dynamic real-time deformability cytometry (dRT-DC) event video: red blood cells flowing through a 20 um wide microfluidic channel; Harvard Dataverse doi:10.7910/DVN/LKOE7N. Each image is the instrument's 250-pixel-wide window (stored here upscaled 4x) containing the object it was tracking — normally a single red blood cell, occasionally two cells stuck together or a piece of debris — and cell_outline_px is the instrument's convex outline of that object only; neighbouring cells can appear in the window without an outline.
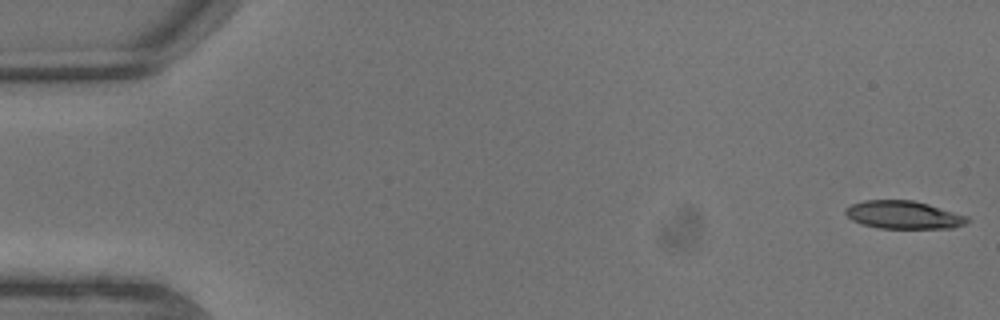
{"species": "common noctule bat (a hibernating species)", "species_latin": "Nyctalus noctula", "temperature_condition": "warm", "stored_images_in_passage": 10, "camera_frame_rate_fps": 3000, "um_per_image_px": 0.085, "animal": {"sex": "male", "body_mass_g": 13.3}, "frame": {"image": 1, "passage_image": 1, "time_ms": 0.0, "image_size_px": [1000, 320], "cell_outline_px": [[968, 220], [964, 224], [952, 228], [880, 228], [864, 224], [852, 220], [844, 212], [852, 204], [864, 200], [912, 200], [928, 204], [968, 216]], "centroid_in_image_um": [76.81, 18.26], "position_along_channel_um": 8.2, "area_um2": 19.54}}
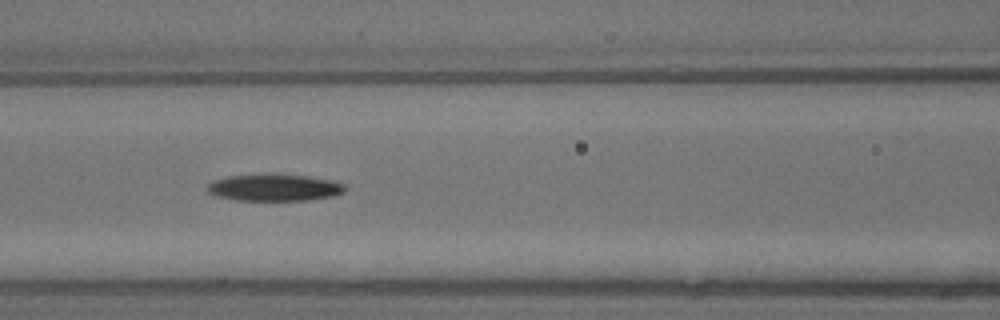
{"frame": {"image": 2, "passage_image": 9, "time_ms": 2.667, "image_size_px": [1000, 320], "cell_outline_px": [[348, 188], [344, 192], [332, 196], [308, 200], [236, 200], [216, 196], [208, 192], [204, 188], [212, 180], [228, 176], [272, 172], [308, 176], [332, 180], [344, 184]], "centroid_in_image_um": [23.29, 15.91], "position_along_channel_um": 143.3, "area_um2": 22.2}}
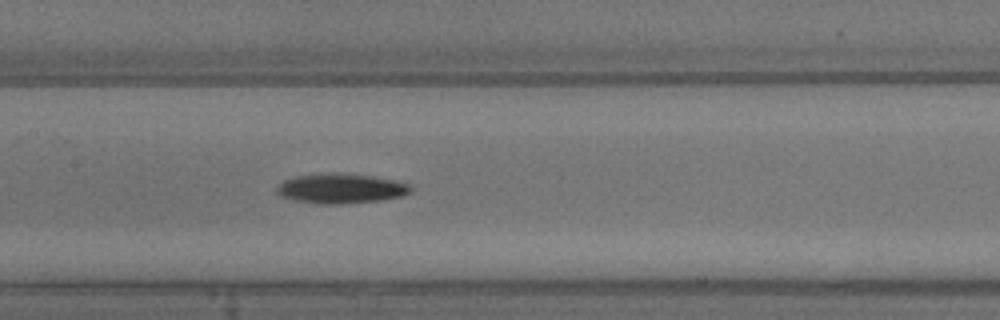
{"frame": {"image": 3, "passage_image": 10, "time_ms": 3.0, "image_size_px": [1000, 320], "cell_outline_px": [[412, 192], [404, 196], [380, 200], [340, 204], [324, 204], [296, 200], [280, 196], [276, 192], [276, 188], [284, 180], [296, 176], [336, 172], [372, 176], [396, 180], [412, 184]], "centroid_in_image_um": [29.04, 16.01], "position_along_channel_um": 178.4, "area_um2": 23.35}}